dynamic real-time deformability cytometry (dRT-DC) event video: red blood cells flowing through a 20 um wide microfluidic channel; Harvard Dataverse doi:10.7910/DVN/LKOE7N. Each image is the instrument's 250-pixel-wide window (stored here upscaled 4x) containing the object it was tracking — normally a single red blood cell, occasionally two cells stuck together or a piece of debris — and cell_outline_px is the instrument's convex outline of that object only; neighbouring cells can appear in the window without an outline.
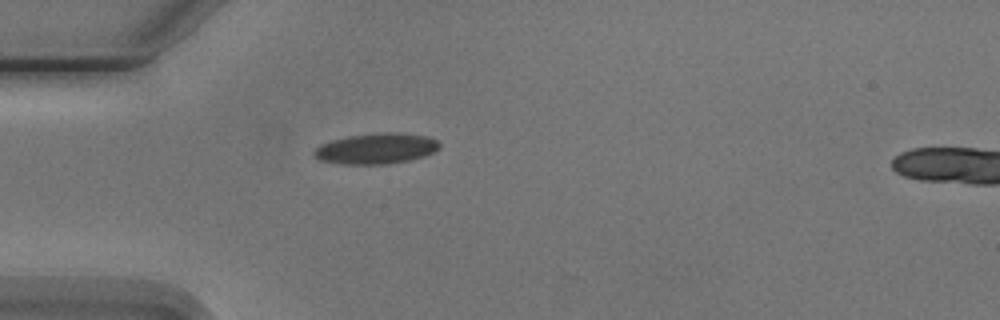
{"species": "Egyptian fruit bat (a non-hibernating species)", "species_latin": "Rousettus aegyptiacus", "temperature_condition": "cold", "stored_images_in_passage": 1, "camera_frame_rate_fps": 3000, "um_per_image_px": 0.085, "animal": {"sex": "male"}, "frame": {"image": 1, "passage_image": 1, "time_ms": 0.0, "image_size_px": [1000, 320], "cell_outline_px": [[440, 148], [424, 156], [408, 160], [388, 164], [344, 164], [320, 160], [312, 152], [320, 144], [332, 140], [348, 136], [380, 132], [396, 132], [428, 136], [436, 140], [440, 144]], "centroid_in_image_um": [31.98, 12.62], "position_along_channel_um": 53.0, "area_um2": 22.37}}